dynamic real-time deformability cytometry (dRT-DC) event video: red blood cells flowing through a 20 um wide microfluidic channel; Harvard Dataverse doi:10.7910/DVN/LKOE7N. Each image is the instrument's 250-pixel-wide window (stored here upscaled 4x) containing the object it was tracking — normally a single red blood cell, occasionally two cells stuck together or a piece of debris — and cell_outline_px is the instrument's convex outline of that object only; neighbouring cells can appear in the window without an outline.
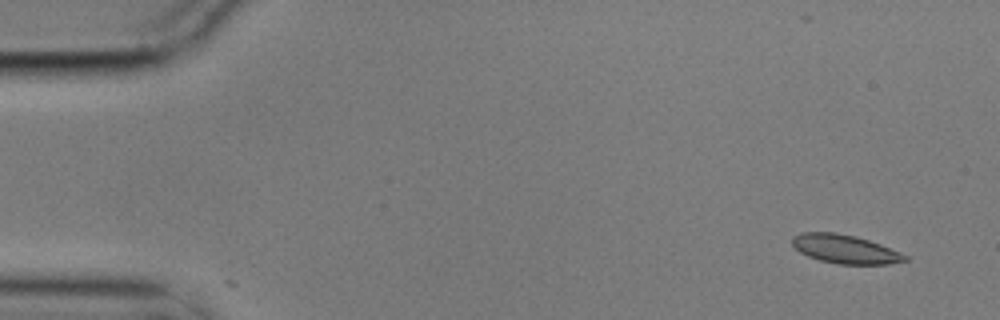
{"species": "common noctule bat (a hibernating species)", "species_latin": "Nyctalus noctula", "temperature_condition": "cold", "stored_images_in_passage": 4, "camera_frame_rate_fps": 3000, "um_per_image_px": 0.085, "animal": {"sex": "male", "body_mass_g": 17.9}, "frame": {"image": 1, "passage_image": 1, "time_ms": 0.0, "image_size_px": [1000, 320], "cell_outline_px": [[908, 260], [888, 264], [840, 264], [820, 260], [808, 256], [800, 252], [792, 244], [792, 236], [800, 232], [836, 232], [856, 236], [880, 244], [900, 252], [908, 256]], "centroid_in_image_um": [71.82, 21.16], "position_along_channel_um": 13.2, "area_um2": 18.84}}
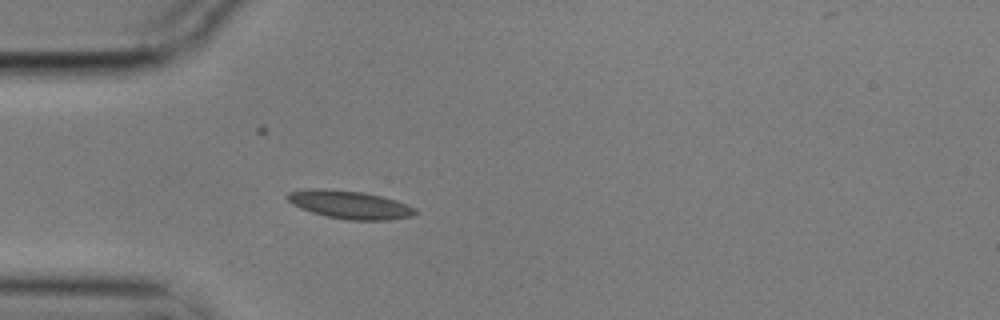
{"frame": {"image": 2, "passage_image": 4, "time_ms": 1.0, "image_size_px": [1000, 320], "cell_outline_px": [[420, 212], [412, 216], [388, 220], [348, 220], [328, 216], [312, 212], [300, 208], [292, 204], [284, 196], [288, 192], [308, 188], [324, 188], [364, 192], [396, 200], [408, 204]], "centroid_in_image_um": [29.72, 17.39], "position_along_channel_um": 55.3, "area_um2": 21.1}}